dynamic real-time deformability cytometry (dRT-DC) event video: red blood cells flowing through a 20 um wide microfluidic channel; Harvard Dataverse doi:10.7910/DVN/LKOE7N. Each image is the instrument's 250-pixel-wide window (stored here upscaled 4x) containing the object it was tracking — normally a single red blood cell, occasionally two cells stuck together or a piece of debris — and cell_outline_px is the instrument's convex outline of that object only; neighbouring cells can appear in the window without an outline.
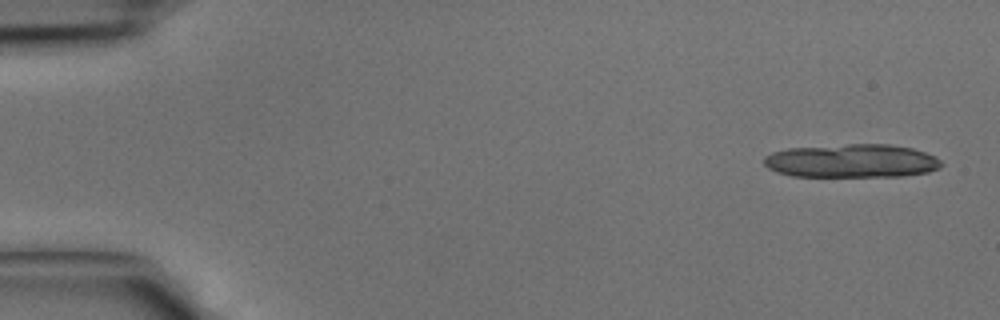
{"species": "common noctule bat (a hibernating species)", "species_latin": "Nyctalus noctula", "temperature_condition": "cold", "stored_images_in_passage": 8, "camera_frame_rate_fps": 3000, "um_per_image_px": 0.085, "animal": {"sex": "male", "body_mass_g": 15.6}, "frame": {"image": 1, "passage_image": 2, "time_ms": 0.333, "image_size_px": [1000, 320], "cell_outline_px": [[940, 168], [928, 172], [904, 176], [792, 176], [776, 172], [768, 168], [764, 164], [764, 156], [772, 152], [788, 148], [848, 144], [888, 144], [912, 148], [936, 156], [940, 160]], "centroid_in_image_um": [72.38, 13.67], "position_along_channel_um": 12.6, "area_um2": 34.68}}